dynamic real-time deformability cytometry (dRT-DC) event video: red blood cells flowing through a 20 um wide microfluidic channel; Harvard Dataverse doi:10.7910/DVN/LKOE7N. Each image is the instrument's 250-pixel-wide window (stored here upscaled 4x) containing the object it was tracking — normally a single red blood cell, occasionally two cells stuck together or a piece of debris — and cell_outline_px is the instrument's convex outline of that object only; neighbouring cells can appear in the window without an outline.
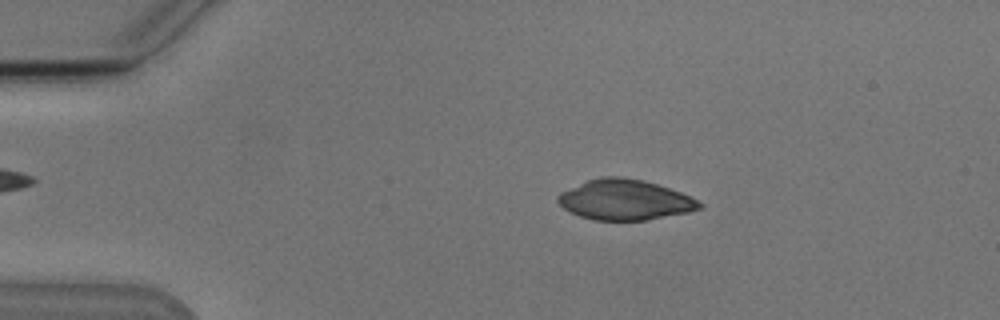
{"species": "Egyptian fruit bat (a non-hibernating species)", "species_latin": "Rousettus aegyptiacus", "temperature_condition": "cold", "stored_images_in_passage": 48, "camera_frame_rate_fps": 3000, "um_per_image_px": 0.085, "animal": {"sex": "male"}, "frame": {"image": 1, "passage_image": 5, "time_ms": 1.333, "image_size_px": [1000, 320], "cell_outline_px": [[704, 208], [688, 212], [648, 220], [592, 220], [580, 216], [564, 208], [556, 200], [556, 196], [560, 192], [588, 180], [600, 176], [620, 176], [644, 180], [680, 192], [704, 204]], "centroid_in_image_um": [53.11, 16.98], "position_along_channel_um": 31.9, "area_um2": 33.23}}
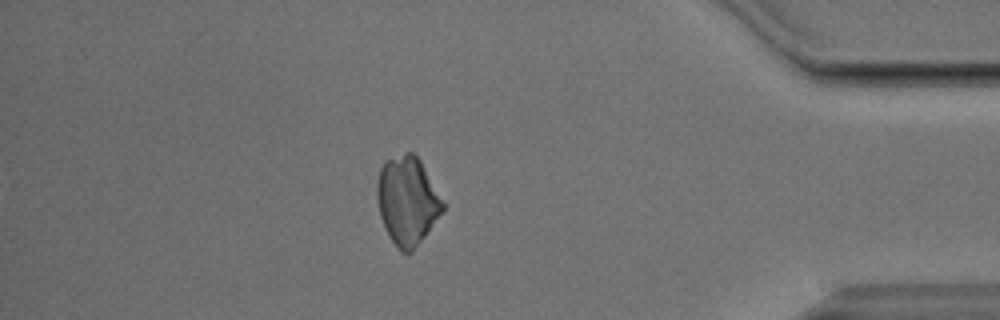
{"frame": {"image": 2, "passage_image": 41, "time_ms": 13.333, "image_size_px": [1000, 320], "cell_outline_px": [[444, 212], [412, 252], [408, 256], [400, 252], [396, 248], [380, 216], [376, 196], [376, 184], [380, 168], [384, 160], [408, 152], [412, 152], [420, 160], [444, 204]], "centroid_in_image_um": [34.61, 17.09], "position_along_channel_um": 400.6, "area_um2": 33.81}}